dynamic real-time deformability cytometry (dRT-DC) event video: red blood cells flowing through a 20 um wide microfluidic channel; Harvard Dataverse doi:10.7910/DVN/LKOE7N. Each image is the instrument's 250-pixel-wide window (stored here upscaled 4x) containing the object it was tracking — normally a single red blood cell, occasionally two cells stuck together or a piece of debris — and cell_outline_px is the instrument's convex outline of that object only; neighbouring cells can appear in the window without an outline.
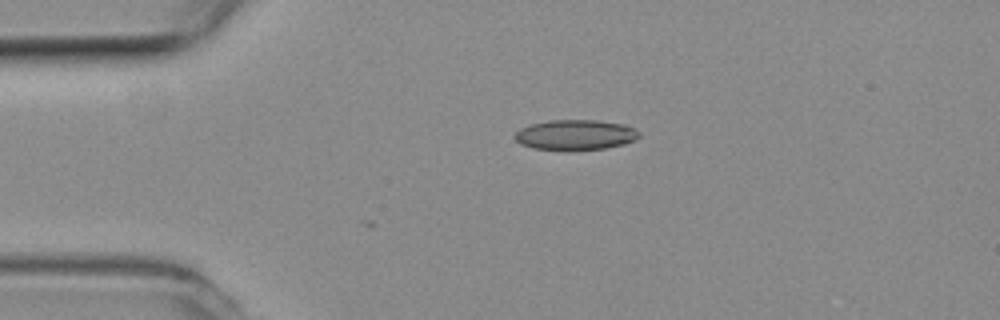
{"species": "common noctule bat (a hibernating species)", "species_latin": "Nyctalus noctula", "temperature_condition": "room temperature", "stored_images_in_passage": 2, "camera_frame_rate_fps": 3000, "um_per_image_px": 0.085, "animal": {"sex": "female", "body_mass_g": 19.3, "forearm_length_mm": 54.1}, "frame": {"image": 1, "passage_image": 2, "time_ms": 0.333, "image_size_px": [1000, 320], "cell_outline_px": [[640, 136], [624, 144], [604, 148], [532, 148], [520, 144], [512, 136], [520, 128], [532, 124], [548, 120], [596, 120], [624, 124], [640, 132]], "centroid_in_image_um": [48.88, 11.43], "position_along_channel_um": 36.1, "area_um2": 21.27}}